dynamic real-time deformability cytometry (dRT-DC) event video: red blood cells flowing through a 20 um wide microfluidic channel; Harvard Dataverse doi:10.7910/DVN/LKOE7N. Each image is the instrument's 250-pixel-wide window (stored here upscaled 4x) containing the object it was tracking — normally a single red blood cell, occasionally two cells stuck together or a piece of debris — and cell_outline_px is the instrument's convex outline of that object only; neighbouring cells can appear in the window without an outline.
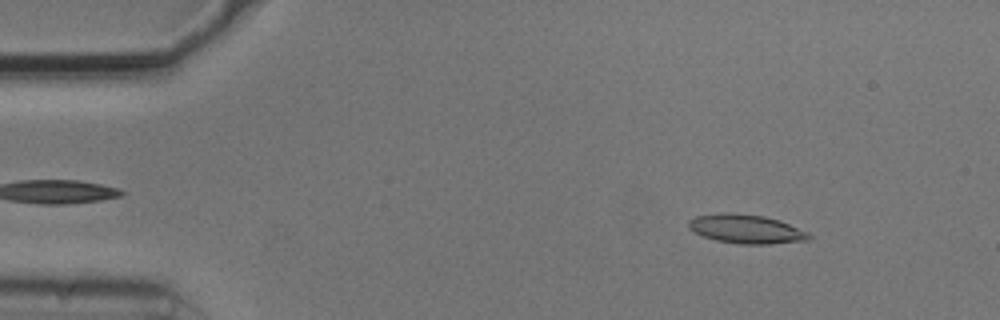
{"species": "common noctule bat (a hibernating species)", "species_latin": "Nyctalus noctula", "temperature_condition": "cold", "stored_images_in_passage": 53, "camera_frame_rate_fps": 3000, "um_per_image_px": 0.085, "animal": {"sex": "male", "body_mass_g": 20.5, "forearm_length_mm": 52.5}, "frame": {"image": 1, "passage_image": 6, "time_ms": 1.667, "image_size_px": [1000, 320], "cell_outline_px": [[812, 236], [808, 240], [768, 244], [740, 244], [716, 240], [704, 236], [688, 228], [688, 220], [696, 216], [724, 212], [764, 216], [780, 220], [808, 232]], "centroid_in_image_um": [63.43, 19.46], "position_along_channel_um": 21.6, "area_um2": 20.17}}
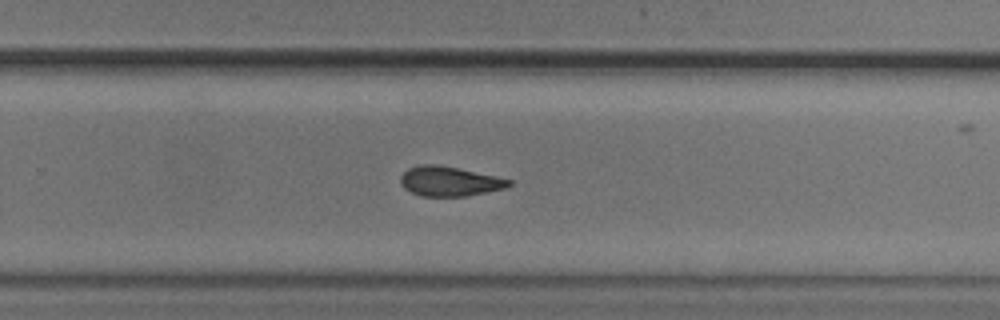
{"frame": {"image": 2, "passage_image": 34, "time_ms": 11.0, "image_size_px": [1000, 320], "cell_outline_px": [[512, 184], [504, 188], [468, 196], [420, 196], [404, 188], [400, 184], [400, 176], [408, 168], [420, 164], [436, 164], [496, 176], [512, 180]], "centroid_in_image_um": [38.17, 15.41], "position_along_channel_um": 291.6, "area_um2": 18.67}}
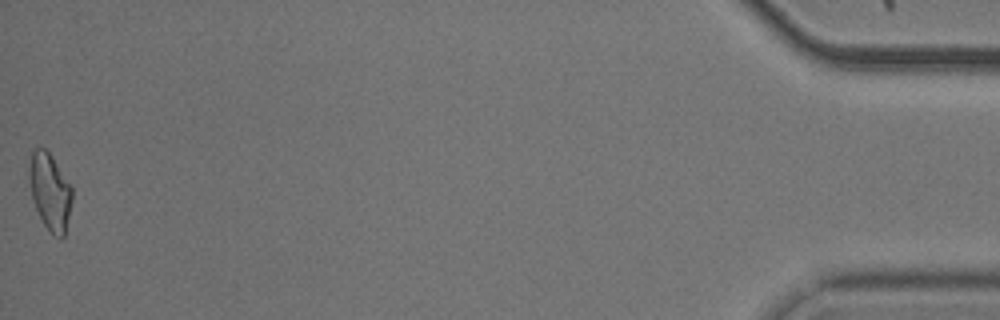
{"frame": {"image": 3, "passage_image": 53, "time_ms": 17.333, "image_size_px": [1000, 320], "cell_outline_px": [[72, 200], [64, 236], [60, 240], [44, 224], [36, 208], [32, 196], [28, 180], [28, 168], [32, 152], [36, 148], [44, 148], [52, 156], [72, 188]], "centroid_in_image_um": [4.24, 16.27], "position_along_channel_um": 431.0, "area_um2": 18.9}, "authors_computed_cell_mechanics": {"area_um2": 19.2474, "velocity_mm_per_s": 3.7367, "shape_relaxation_time_tau1_ms": 10.4535, "shape_relaxation_time_tau2_ms": 5.1592, "deformation_change_tau1": 0.1966, "deformation_change_tau2": 0.1355}}